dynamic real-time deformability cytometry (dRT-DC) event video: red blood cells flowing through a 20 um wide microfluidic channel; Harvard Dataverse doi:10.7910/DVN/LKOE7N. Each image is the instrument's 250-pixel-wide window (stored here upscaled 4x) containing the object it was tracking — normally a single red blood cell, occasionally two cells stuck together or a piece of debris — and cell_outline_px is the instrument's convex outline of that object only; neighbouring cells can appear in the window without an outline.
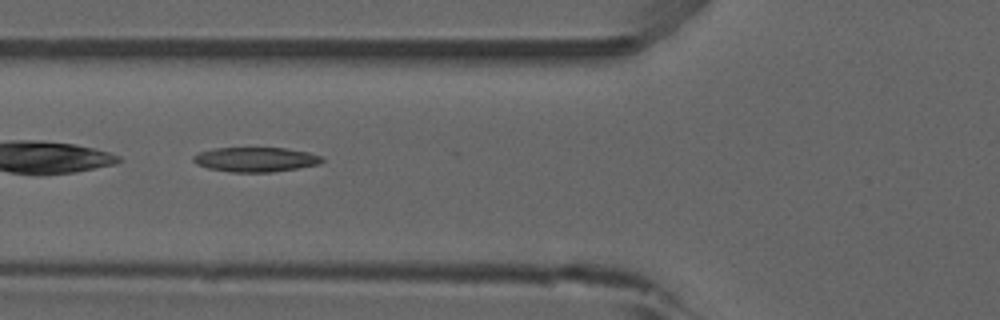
{"species": "common noctule bat (a hibernating species)", "species_latin": "Nyctalus noctula", "temperature_condition": "room temperature", "stored_images_in_passage": 32, "camera_frame_rate_fps": 3000, "um_per_image_px": 0.085, "animal": {"sex": "male", "forearm_length_mm": 52.5}, "frame": {"image": 1, "passage_image": 5, "time_ms": 1.333, "image_size_px": [1000, 320], "cell_outline_px": [[324, 160], [320, 164], [272, 172], [232, 172], [208, 168], [196, 164], [192, 160], [192, 156], [200, 152], [212, 148], [284, 148], [308, 152], [324, 156]], "centroid_in_image_um": [21.73, 13.55], "position_along_channel_um": 104.1, "area_um2": 18.5}}